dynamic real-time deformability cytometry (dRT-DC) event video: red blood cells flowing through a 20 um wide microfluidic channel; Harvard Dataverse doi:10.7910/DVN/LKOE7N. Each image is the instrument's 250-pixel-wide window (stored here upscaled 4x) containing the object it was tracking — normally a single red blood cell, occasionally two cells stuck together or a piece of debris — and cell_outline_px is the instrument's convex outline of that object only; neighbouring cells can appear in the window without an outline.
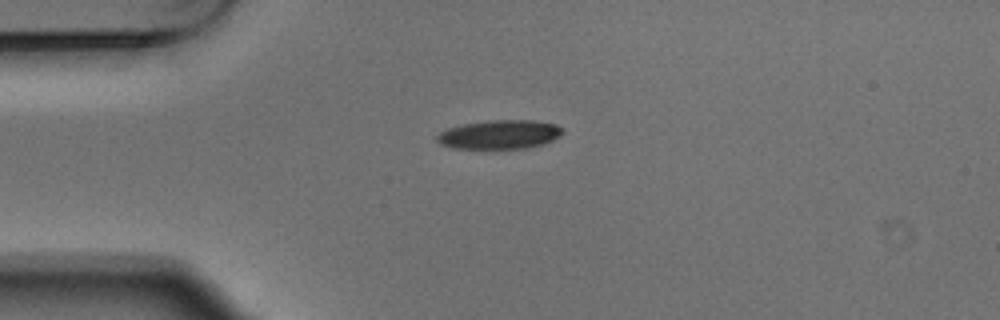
{"species": "Egyptian fruit bat (a non-hibernating species)", "species_latin": "Rousettus aegyptiacus", "temperature_condition": "warm", "stored_images_in_passage": 5, "camera_frame_rate_fps": 3000, "um_per_image_px": 0.085, "animal": {"sex": "male"}, "frame": {"image": 1, "passage_image": 1, "time_ms": 0.0, "image_size_px": [1000, 320], "cell_outline_px": [[564, 132], [560, 136], [544, 144], [528, 148], [452, 148], [440, 144], [436, 140], [436, 136], [440, 132], [448, 128], [464, 124], [488, 120], [532, 120], [556, 124], [564, 128]], "centroid_in_image_um": [42.49, 11.43], "position_along_channel_um": 42.5, "area_um2": 21.27}}
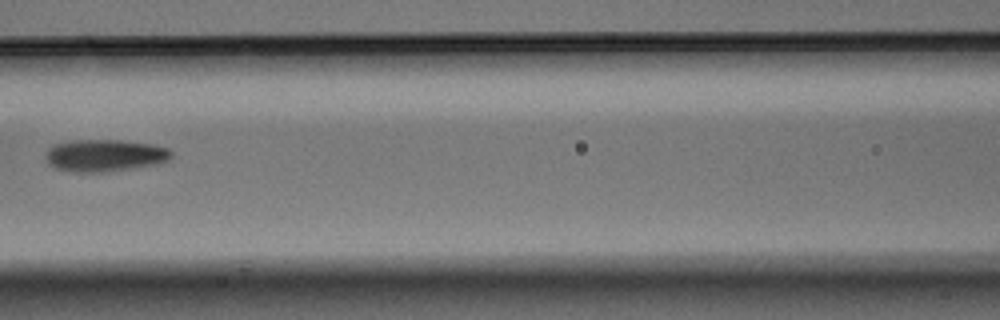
{"frame": {"image": 2, "passage_image": 4, "time_ms": 1.0, "image_size_px": [1000, 320], "cell_outline_px": [[172, 156], [168, 160], [156, 164], [132, 168], [104, 172], [76, 172], [56, 168], [48, 164], [48, 148], [52, 144], [72, 140], [120, 140], [152, 144], [168, 148], [172, 152]], "centroid_in_image_um": [8.92, 13.2], "position_along_channel_um": 157.7, "area_um2": 23.41}}
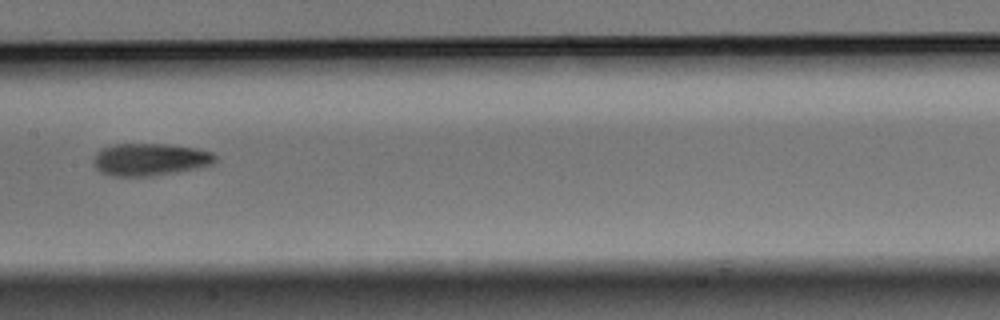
{"frame": {"image": 3, "passage_image": 5, "time_ms": 1.333, "image_size_px": [1000, 320], "cell_outline_px": [[216, 160], [212, 164], [200, 168], [180, 172], [152, 176], [112, 176], [100, 172], [92, 164], [92, 160], [96, 152], [104, 148], [116, 144], [168, 144], [196, 148], [212, 152], [216, 156]], "centroid_in_image_um": [12.76, 13.56], "position_along_channel_um": 194.6, "area_um2": 23.24}}